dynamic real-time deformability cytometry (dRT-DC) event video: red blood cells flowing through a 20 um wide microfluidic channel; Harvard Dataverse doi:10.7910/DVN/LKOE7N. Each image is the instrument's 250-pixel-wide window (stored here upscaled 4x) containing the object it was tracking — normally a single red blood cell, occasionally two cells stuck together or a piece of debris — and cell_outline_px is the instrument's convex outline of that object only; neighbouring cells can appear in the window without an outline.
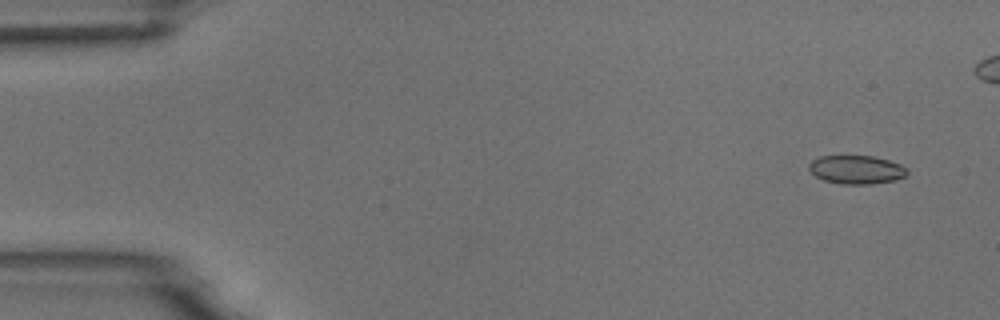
{"species": "common noctule bat (a hibernating species)", "species_latin": "Nyctalus noctula", "temperature_condition": "room temperature", "stored_images_in_passage": 5, "segment_of_instrument_passage": [2, 2], "camera_frame_rate_fps": 3000, "um_per_image_px": 0.085, "animal": {"sex": "male", "body_mass_g": 18.8}, "frame": {"image": 1, "passage_image": 5, "time_ms": 6.333, "image_size_px": [1000, 320], "cell_outline_px": [[908, 172], [904, 176], [896, 180], [872, 184], [840, 184], [824, 180], [816, 176], [808, 168], [808, 164], [812, 160], [820, 156], [872, 156], [888, 160], [900, 164], [908, 168]], "centroid_in_image_um": [72.8, 14.42], "position_along_channel_um": 12.2, "area_um2": 16.36}}